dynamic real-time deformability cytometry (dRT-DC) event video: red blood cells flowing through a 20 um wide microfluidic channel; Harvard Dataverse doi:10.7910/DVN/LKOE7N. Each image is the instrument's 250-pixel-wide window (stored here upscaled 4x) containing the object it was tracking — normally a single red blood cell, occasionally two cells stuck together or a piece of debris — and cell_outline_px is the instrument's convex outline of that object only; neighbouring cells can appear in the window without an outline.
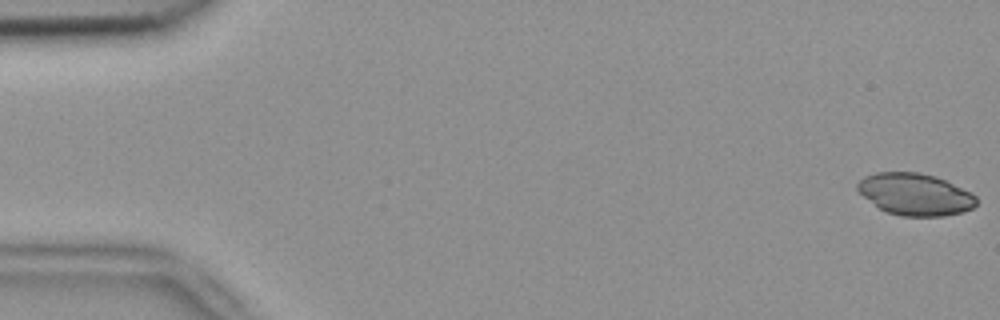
{"species": "common noctule bat (a hibernating species)", "species_latin": "Nyctalus noctula", "temperature_condition": "room temperature", "stored_images_in_passage": 5, "camera_frame_rate_fps": 3000, "um_per_image_px": 0.085, "animal": {"sex": "female", "body_mass_g": 18.4}, "frame": {"image": 1, "passage_image": 1, "time_ms": 0.0, "image_size_px": [1000, 320], "cell_outline_px": [[976, 204], [972, 208], [960, 212], [944, 216], [900, 216], [888, 212], [880, 208], [864, 196], [856, 188], [856, 184], [864, 176], [876, 172], [920, 172], [936, 176], [972, 192], [976, 196]], "centroid_in_image_um": [77.79, 16.5], "position_along_channel_um": 7.2, "area_um2": 28.96}}